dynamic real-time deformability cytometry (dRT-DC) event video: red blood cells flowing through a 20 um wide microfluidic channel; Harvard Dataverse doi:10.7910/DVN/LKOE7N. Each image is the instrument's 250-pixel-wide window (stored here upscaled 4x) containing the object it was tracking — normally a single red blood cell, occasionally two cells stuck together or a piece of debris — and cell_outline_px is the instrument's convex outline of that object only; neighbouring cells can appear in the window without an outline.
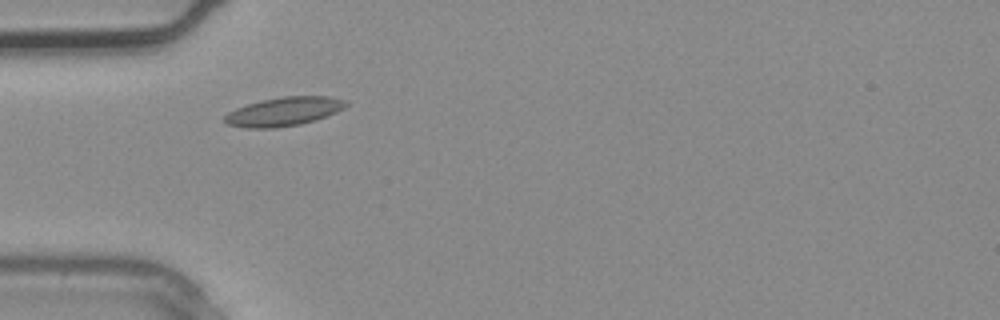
{"species": "common noctule bat (a hibernating species)", "species_latin": "Nyctalus noctula", "temperature_condition": "warm", "stored_images_in_passage": 1, "camera_frame_rate_fps": 3000, "um_per_image_px": 0.085, "animal": {"sex": "male", "body_mass_g": 20.4}, "frame": {"image": 1, "passage_image": 1, "time_ms": 0.0, "image_size_px": [1000, 320], "cell_outline_px": [[348, 104], [344, 108], [336, 112], [316, 120], [300, 124], [276, 128], [248, 128], [228, 124], [224, 120], [224, 116], [228, 112], [236, 108], [248, 104], [264, 100], [284, 96], [328, 96], [344, 100]], "centroid_in_image_um": [24.13, 9.48], "position_along_channel_um": 60.9, "area_um2": 20.17}}